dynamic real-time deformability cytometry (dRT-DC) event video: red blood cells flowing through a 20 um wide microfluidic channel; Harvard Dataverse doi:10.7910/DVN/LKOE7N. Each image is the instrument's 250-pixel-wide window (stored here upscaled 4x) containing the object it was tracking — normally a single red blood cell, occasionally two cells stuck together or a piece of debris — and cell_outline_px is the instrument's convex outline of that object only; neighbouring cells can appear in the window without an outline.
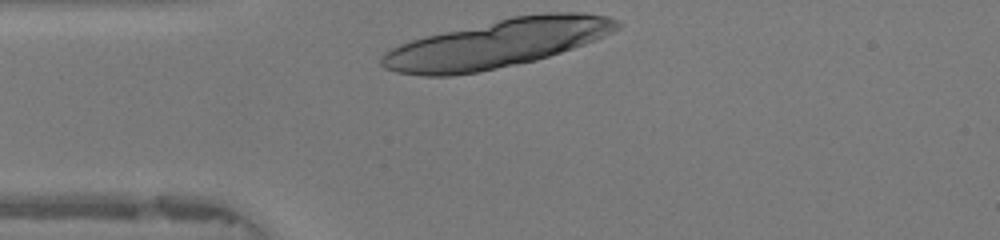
{"species": "human", "species_latin": "Homo sapiens", "temperature_condition": "warm", "stored_images_in_passage": 25, "segment_of_instrument_passage": [1, 2], "camera_frame_rate_fps": 3000, "um_per_image_px": 0.085, "donor": {"sex": "female"}, "frame": {"image": 1, "passage_image": 1, "time_ms": 0.0, "image_size_px": [1000, 240], "cell_outline_px": [[624, 24], [620, 28], [596, 40], [536, 60], [476, 72], [452, 76], [424, 76], [396, 72], [384, 68], [380, 64], [380, 56], [384, 52], [400, 44], [424, 36], [512, 16], [548, 12], [584, 12], [608, 16]], "centroid_in_image_um": [42.25, 3.7], "position_along_channel_um": 42.7, "area_um2": 66.01}}